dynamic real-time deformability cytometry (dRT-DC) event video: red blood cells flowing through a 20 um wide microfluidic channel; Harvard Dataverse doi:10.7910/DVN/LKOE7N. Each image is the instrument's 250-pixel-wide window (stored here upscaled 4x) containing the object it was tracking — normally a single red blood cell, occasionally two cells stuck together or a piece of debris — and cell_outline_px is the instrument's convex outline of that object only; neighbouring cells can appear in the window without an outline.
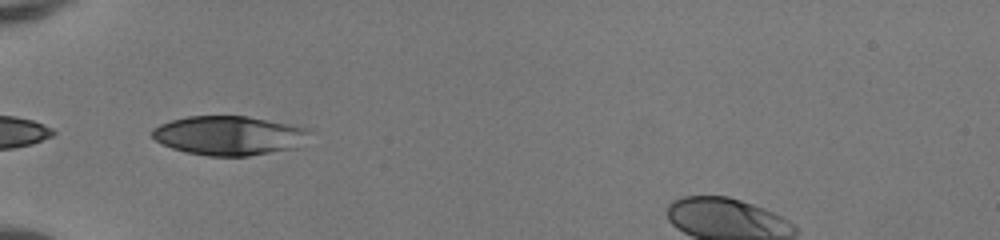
{"species": "human", "species_latin": "Homo sapiens", "temperature_condition": "room temperature", "stored_images_in_passage": 22, "camera_frame_rate_fps": 3000, "um_per_image_px": 0.085, "donor": {"sex": "female"}, "frame": {"image": 1, "passage_image": 1, "time_ms": 0.0, "image_size_px": [1000, 240], "cell_outline_px": [[308, 132], [296, 148], [248, 156], [208, 156], [188, 152], [172, 148], [156, 140], [152, 136], [152, 128], [160, 124], [172, 120], [188, 116], [248, 116], [292, 124], [308, 128]], "centroid_in_image_um": [19.44, 11.51], "position_along_channel_um": 65.6, "area_um2": 35.66}}
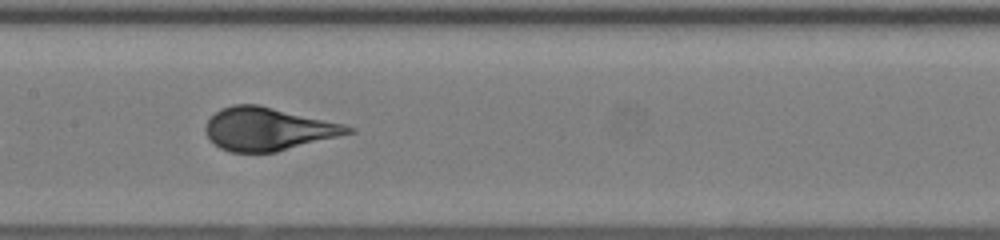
{"frame": {"image": 2, "passage_image": 10, "time_ms": 3.0, "image_size_px": [1000, 240], "cell_outline_px": [[356, 132], [276, 152], [228, 152], [220, 148], [204, 132], [204, 128], [208, 120], [220, 108], [232, 104], [260, 104], [344, 124], [356, 128]], "centroid_in_image_um": [22.8, 10.95], "position_along_channel_um": 184.6, "area_um2": 35.84}}
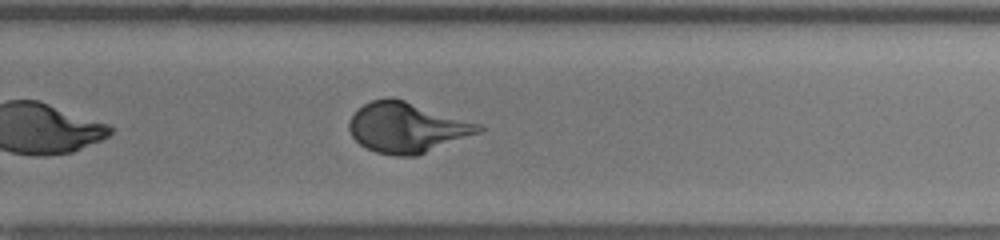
{"frame": {"image": 3, "passage_image": 18, "time_ms": 5.667, "image_size_px": [1000, 240], "cell_outline_px": [[484, 128], [480, 132], [416, 156], [396, 156], [376, 152], [360, 144], [352, 136], [348, 128], [348, 124], [352, 116], [364, 104], [372, 100], [388, 96], [392, 96], [480, 124]], "centroid_in_image_um": [34.56, 10.83], "position_along_channel_um": 295.2, "area_um2": 37.57}}